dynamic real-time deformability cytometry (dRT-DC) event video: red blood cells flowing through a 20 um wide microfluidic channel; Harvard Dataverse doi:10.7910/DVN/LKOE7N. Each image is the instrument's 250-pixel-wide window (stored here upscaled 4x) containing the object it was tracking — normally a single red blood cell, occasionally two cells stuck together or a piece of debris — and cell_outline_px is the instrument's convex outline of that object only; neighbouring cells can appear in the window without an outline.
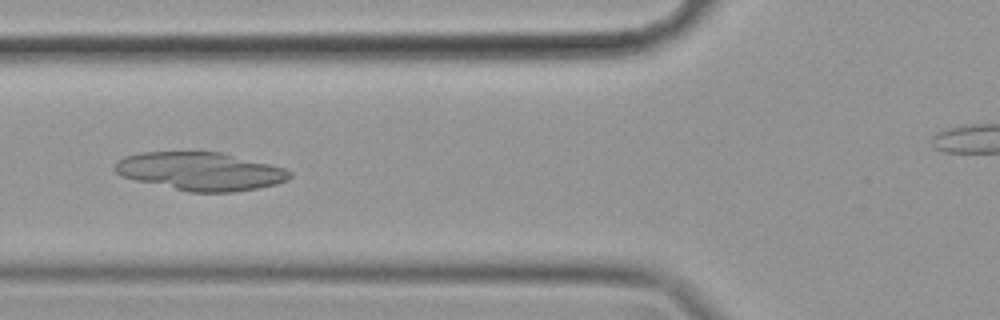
{"species": "common noctule bat (a hibernating species)", "species_latin": "Nyctalus noctula", "temperature_condition": "cold", "stored_images_in_passage": 50, "camera_frame_rate_fps": 3000, "um_per_image_px": 0.085, "animal": {"sex": "female", "body_mass_g": 19.9}, "frame": {"image": 1, "passage_image": 21, "time_ms": 6.667, "image_size_px": [1000, 320], "cell_outline_px": [[292, 176], [288, 180], [276, 184], [256, 188], [232, 192], [188, 192], [136, 180], [120, 176], [112, 168], [112, 164], [116, 160], [124, 156], [140, 152], [220, 152], [284, 168], [292, 172]], "centroid_in_image_um": [16.97, 14.56], "position_along_channel_um": 108.8, "area_um2": 38.9}}
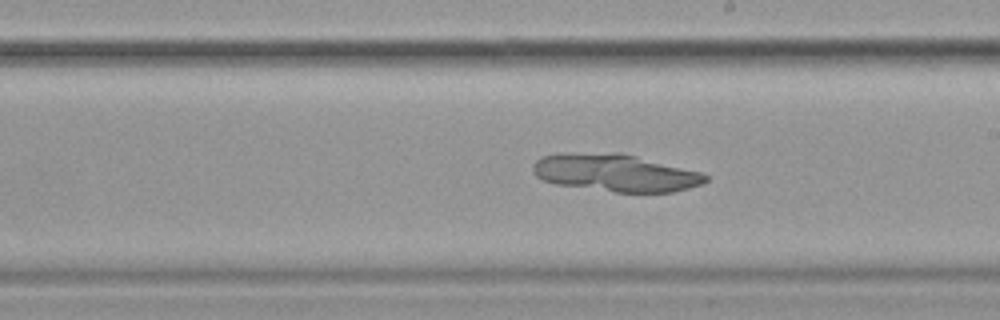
{"frame": {"image": 2, "passage_image": 32, "time_ms": 10.333, "image_size_px": [1000, 320], "cell_outline_px": [[708, 180], [704, 184], [672, 192], [616, 192], [556, 184], [544, 180], [536, 176], [532, 172], [532, 164], [540, 156], [556, 152], [620, 152], [700, 172], [708, 176]], "centroid_in_image_um": [52.24, 14.67], "position_along_channel_um": 236.8, "area_um2": 37.97}}
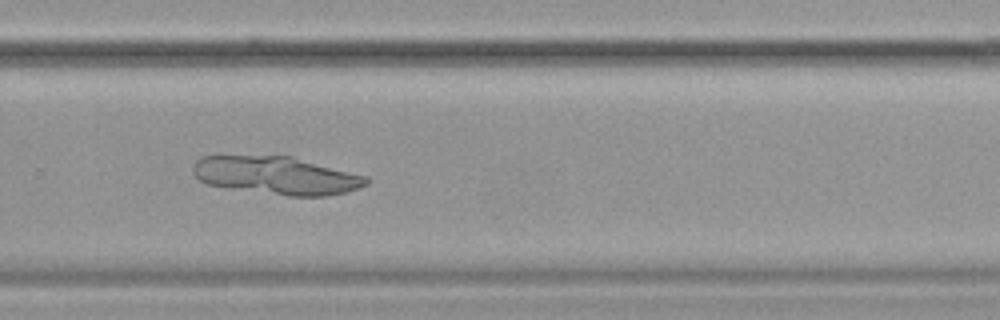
{"frame": {"image": 3, "passage_image": 38, "time_ms": 12.333, "image_size_px": [1000, 320], "cell_outline_px": [[372, 180], [368, 184], [360, 188], [348, 192], [324, 196], [288, 196], [208, 184], [200, 180], [192, 172], [192, 168], [196, 160], [200, 156], [292, 156], [368, 176]], "centroid_in_image_um": [23.58, 14.91], "position_along_channel_um": 306.2, "area_um2": 38.32}}